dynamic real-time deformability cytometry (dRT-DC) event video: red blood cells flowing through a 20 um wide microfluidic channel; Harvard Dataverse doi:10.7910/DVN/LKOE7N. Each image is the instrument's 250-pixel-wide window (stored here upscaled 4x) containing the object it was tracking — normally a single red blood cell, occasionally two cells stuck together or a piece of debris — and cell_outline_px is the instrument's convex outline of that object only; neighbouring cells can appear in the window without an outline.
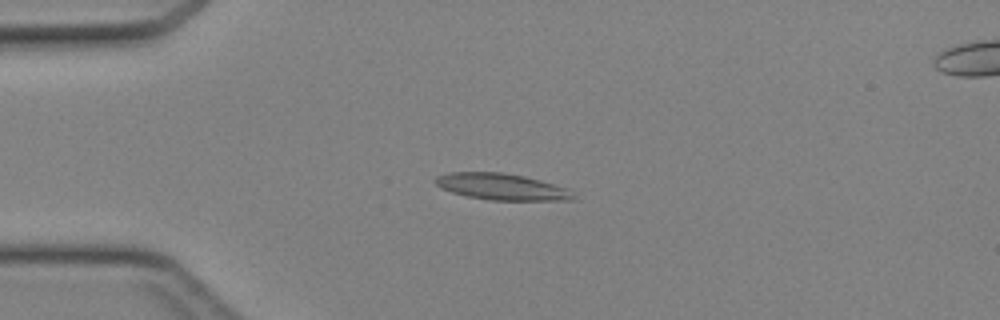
{"species": "Egyptian fruit bat (a non-hibernating species)", "species_latin": "Rousettus aegyptiacus", "temperature_condition": "cold", "stored_images_in_passage": 39, "camera_frame_rate_fps": 3000, "um_per_image_px": 0.085, "animal": {"sex": "female"}, "frame": {"image": 1, "passage_image": 11, "time_ms": 3.333, "image_size_px": [1000, 320], "cell_outline_px": [[576, 200], [492, 200], [468, 196], [452, 192], [440, 188], [436, 184], [436, 176], [448, 172], [500, 172], [524, 176], [540, 180], [568, 188], [576, 196]], "centroid_in_image_um": [42.67, 15.87], "position_along_channel_um": 42.3, "area_um2": 21.21}}
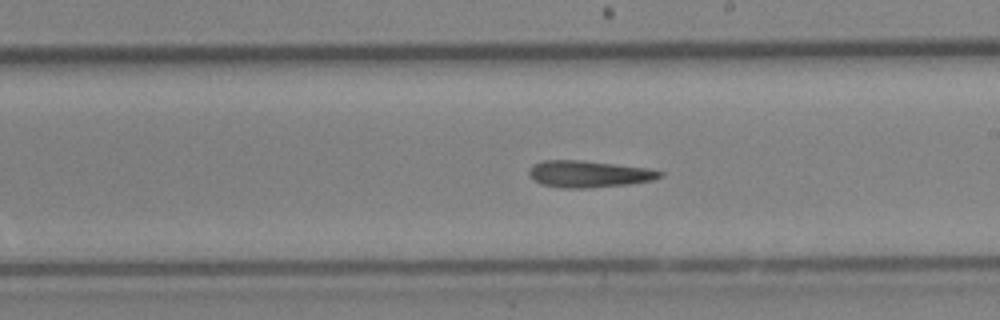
{"frame": {"image": 2, "passage_image": 26, "time_ms": 8.333, "image_size_px": [1000, 320], "cell_outline_px": [[664, 176], [652, 180], [628, 184], [588, 188], [560, 188], [540, 184], [528, 172], [532, 164], [544, 160], [584, 160], [648, 168], [664, 172]], "centroid_in_image_um": [50.06, 14.78], "position_along_channel_um": 238.9, "area_um2": 20.46}}
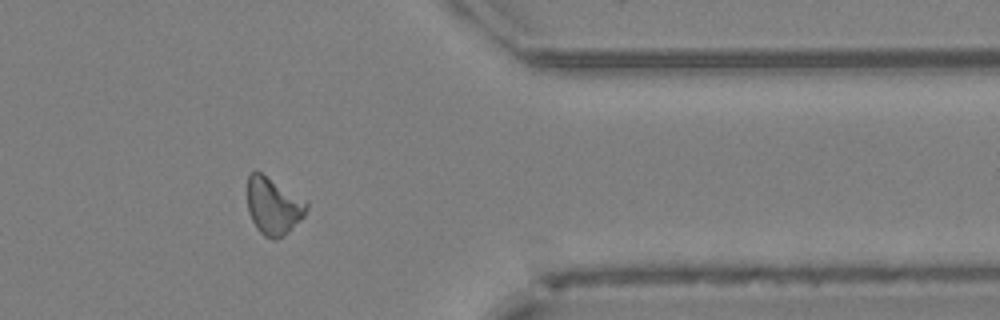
{"frame": {"image": 3, "passage_image": 37, "time_ms": 12.0, "image_size_px": [1000, 320], "cell_outline_px": [[308, 208], [304, 216], [288, 232], [276, 240], [272, 240], [264, 236], [256, 228], [248, 212], [248, 172], [256, 168], [308, 200]], "centroid_in_image_um": [23.24, 17.46], "position_along_channel_um": 388.2, "area_um2": 20.35}}